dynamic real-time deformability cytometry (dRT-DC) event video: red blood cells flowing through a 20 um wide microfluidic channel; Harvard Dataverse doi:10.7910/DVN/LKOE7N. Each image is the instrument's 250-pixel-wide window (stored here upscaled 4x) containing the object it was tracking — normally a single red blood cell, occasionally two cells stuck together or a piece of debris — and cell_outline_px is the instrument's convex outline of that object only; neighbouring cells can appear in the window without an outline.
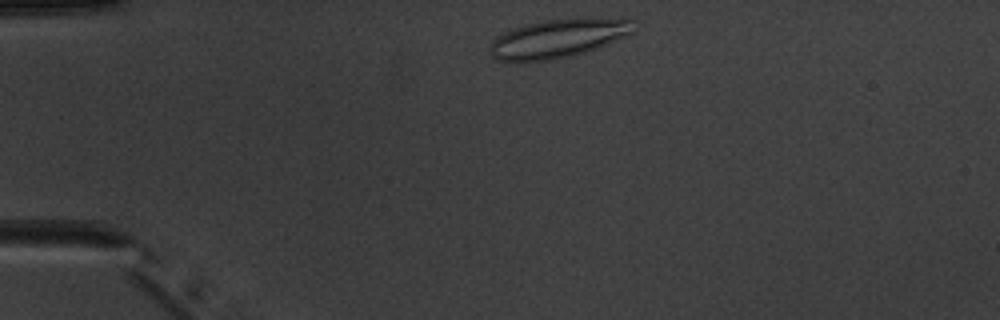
{"species": "common noctule bat (a hibernating species)", "species_latin": "Nyctalus noctula", "temperature_condition": "warm", "stored_images_in_passage": 2, "camera_frame_rate_fps": 3000, "um_per_image_px": 0.085, "animal": {"sex": "male", "body_mass_g": 20.1, "forearm_length_mm": 53.5}, "frame": {"image": 1, "passage_image": 1, "time_ms": 0.0, "image_size_px": [1000, 320], "cell_outline_px": [[636, 32], [596, 48], [572, 56], [552, 60], [496, 60], [488, 52], [488, 48], [492, 40], [504, 32], [528, 24], [548, 20], [632, 16]], "centroid_in_image_um": [47.54, 3.24], "position_along_channel_um": 37.5, "area_um2": 32.43}}